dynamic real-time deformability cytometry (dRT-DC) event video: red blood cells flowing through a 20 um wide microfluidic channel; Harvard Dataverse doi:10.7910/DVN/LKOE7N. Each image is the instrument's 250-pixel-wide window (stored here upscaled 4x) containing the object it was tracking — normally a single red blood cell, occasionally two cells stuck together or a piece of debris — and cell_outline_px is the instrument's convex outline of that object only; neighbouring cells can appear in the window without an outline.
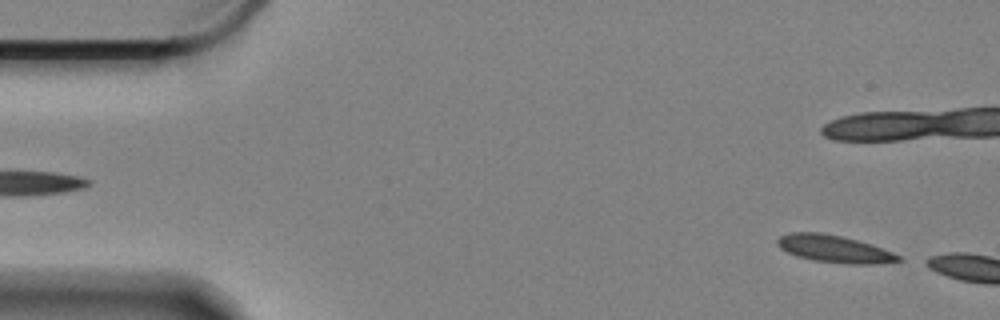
{"species": "Egyptian fruit bat (a non-hibernating species)", "species_latin": "Rousettus aegyptiacus", "temperature_condition": "cold", "stored_images_in_passage": 5, "camera_frame_rate_fps": 3000, "um_per_image_px": 0.085, "animal": {"sex": "female"}, "frame": {"image": 1, "passage_image": 2, "time_ms": 0.333, "image_size_px": [1000, 320], "cell_outline_px": [[904, 260], [876, 264], [848, 264], [812, 260], [796, 256], [780, 248], [776, 244], [776, 240], [780, 236], [792, 232], [820, 232], [840, 236], [872, 244], [892, 252], [900, 256]], "centroid_in_image_um": [70.91, 21.16], "position_along_channel_um": 14.1, "area_um2": 19.25}}